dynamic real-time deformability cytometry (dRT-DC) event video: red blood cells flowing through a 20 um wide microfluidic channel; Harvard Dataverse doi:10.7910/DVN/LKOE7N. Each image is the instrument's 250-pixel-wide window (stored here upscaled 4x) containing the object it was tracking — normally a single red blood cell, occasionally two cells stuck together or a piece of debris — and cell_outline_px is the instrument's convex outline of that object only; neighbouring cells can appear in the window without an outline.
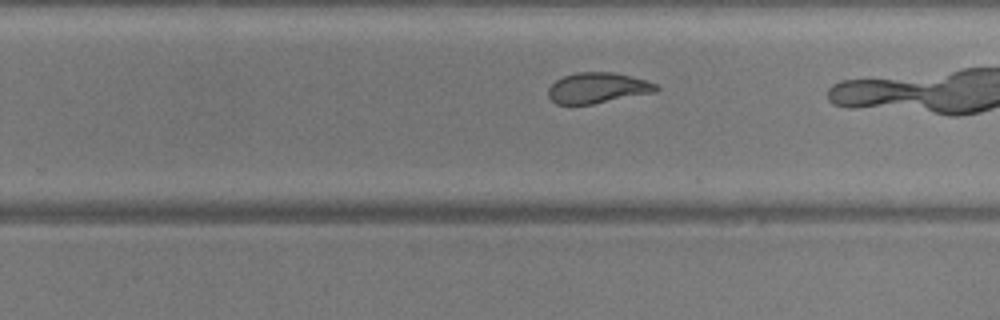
{"species": "common noctule bat (a hibernating species)", "species_latin": "Nyctalus noctula", "temperature_condition": "warm", "stored_images_in_passage": 27, "camera_frame_rate_fps": 3000, "um_per_image_px": 0.085, "animal": {"sex": "male", "body_mass_g": 20.5, "forearm_length_mm": 52.5}, "frame": {"image": 1, "passage_image": 20, "time_ms": 6.333, "image_size_px": [1000, 320], "cell_outline_px": [[660, 88], [656, 92], [592, 104], [556, 104], [548, 96], [548, 88], [556, 80], [564, 76], [576, 72], [612, 72], [644, 80], [656, 84]], "centroid_in_image_um": [50.78, 7.48], "position_along_channel_um": 279.0, "area_um2": 19.07}}
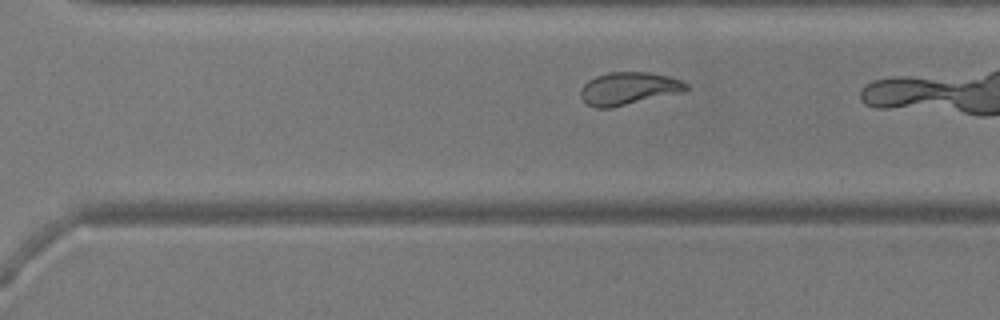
{"frame": {"image": 2, "passage_image": 23, "time_ms": 7.333, "image_size_px": [1000, 320], "cell_outline_px": [[688, 88], [684, 92], [612, 108], [596, 108], [588, 104], [580, 96], [580, 88], [588, 80], [596, 76], [608, 72], [648, 72], [680, 80], [688, 84]], "centroid_in_image_um": [53.41, 7.53], "position_along_channel_um": 317.2, "area_um2": 20.11}}